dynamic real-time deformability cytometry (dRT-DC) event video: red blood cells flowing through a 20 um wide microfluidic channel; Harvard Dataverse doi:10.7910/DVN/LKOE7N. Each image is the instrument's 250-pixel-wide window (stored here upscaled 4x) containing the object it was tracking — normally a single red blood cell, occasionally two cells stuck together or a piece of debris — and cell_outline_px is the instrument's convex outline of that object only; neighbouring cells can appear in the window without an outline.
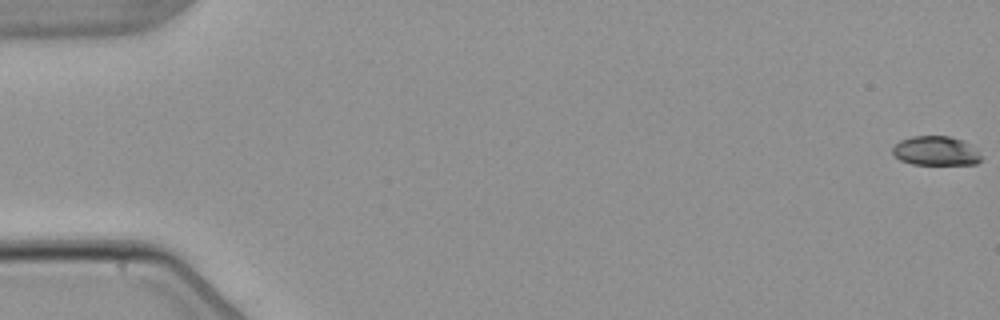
{"species": "common noctule bat (a hibernating species)", "species_latin": "Nyctalus noctula", "temperature_condition": "warm", "stored_images_in_passage": 6, "camera_frame_rate_fps": 3000, "um_per_image_px": 0.085, "animal": {"sex": "male", "body_mass_g": 21.5, "forearm_length_mm": 52.0}, "frame": {"image": 1, "passage_image": 1, "time_ms": 0.0, "image_size_px": [1000, 320], "cell_outline_px": [[980, 160], [976, 164], [912, 164], [900, 160], [892, 152], [892, 148], [900, 140], [912, 136], [948, 136], [960, 140], [968, 144], [980, 156]], "centroid_in_image_um": [79.48, 12.83], "position_along_channel_um": 5.5, "area_um2": 14.74}}